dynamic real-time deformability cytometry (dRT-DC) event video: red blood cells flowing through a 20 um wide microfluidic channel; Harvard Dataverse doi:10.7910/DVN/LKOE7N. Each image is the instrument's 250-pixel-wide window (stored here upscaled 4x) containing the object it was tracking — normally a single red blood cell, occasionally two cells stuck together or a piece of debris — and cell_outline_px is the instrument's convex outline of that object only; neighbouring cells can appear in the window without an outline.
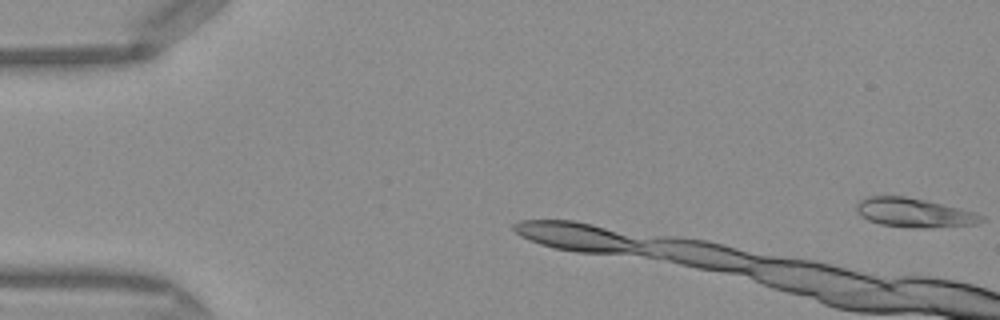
{"species": "Egyptian fruit bat (a non-hibernating species)", "species_latin": "Rousettus aegyptiacus", "temperature_condition": "warm", "stored_images_in_passage": 5, "camera_frame_rate_fps": 3000, "um_per_image_px": 0.085, "frame": {"image": 1, "passage_image": 1, "time_ms": 0.0, "image_size_px": [1000, 320], "cell_outline_px": [[984, 220], [976, 224], [924, 228], [912, 228], [880, 224], [868, 220], [860, 216], [856, 212], [856, 204], [860, 200], [868, 196], [904, 196], [924, 200], [960, 208], [984, 216]], "centroid_in_image_um": [77.65, 18.08], "position_along_channel_um": 7.3, "area_um2": 21.1}}